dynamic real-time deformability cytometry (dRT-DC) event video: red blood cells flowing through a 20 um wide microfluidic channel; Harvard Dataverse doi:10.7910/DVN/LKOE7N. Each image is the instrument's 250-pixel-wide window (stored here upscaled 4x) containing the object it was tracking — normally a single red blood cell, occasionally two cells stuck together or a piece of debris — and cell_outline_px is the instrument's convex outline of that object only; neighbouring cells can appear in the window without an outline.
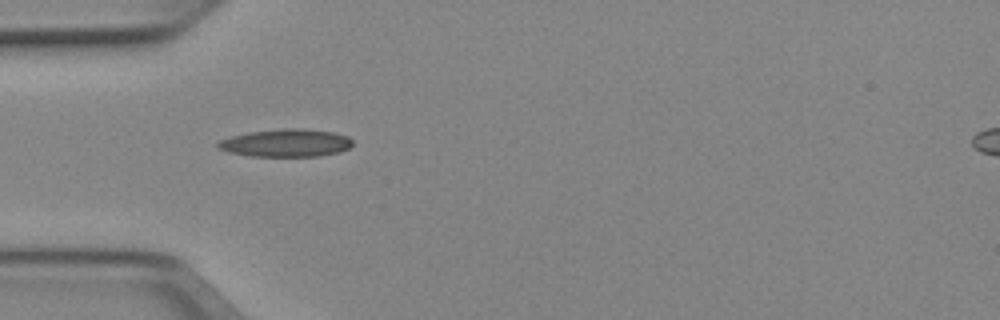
{"species": "Egyptian fruit bat (a non-hibernating species)", "species_latin": "Rousettus aegyptiacus", "temperature_condition": "cold", "stored_images_in_passage": 4, "camera_frame_rate_fps": 3000, "um_per_image_px": 0.085, "animal": {"sex": "female"}, "frame": {"image": 1, "passage_image": 3, "time_ms": 0.667, "image_size_px": [1000, 320], "cell_outline_px": [[352, 144], [348, 148], [340, 152], [320, 156], [252, 156], [228, 152], [220, 148], [216, 144], [220, 140], [232, 136], [248, 132], [284, 128], [304, 128], [332, 132], [348, 136], [352, 140]], "centroid_in_image_um": [24.33, 12.15], "position_along_channel_um": 60.7, "area_um2": 21.73}}
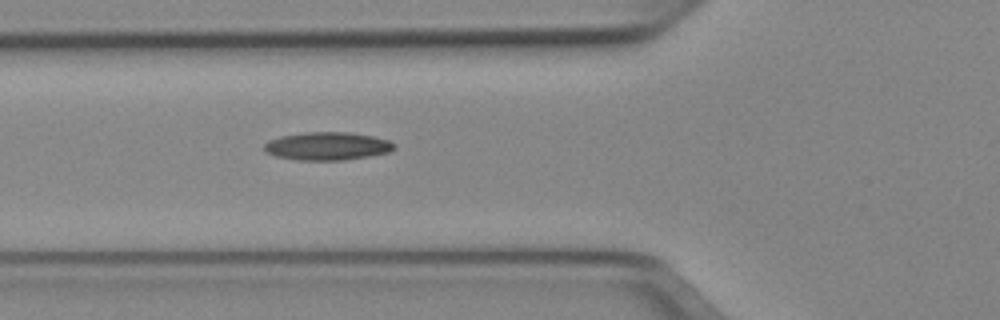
{"frame": {"image": 2, "passage_image": 4, "time_ms": 1.0, "image_size_px": [1000, 320], "cell_outline_px": [[396, 148], [388, 152], [368, 156], [344, 160], [296, 160], [276, 156], [264, 152], [264, 144], [268, 140], [280, 136], [304, 132], [348, 132], [372, 136], [388, 140], [396, 144]], "centroid_in_image_um": [27.79, 12.42], "position_along_channel_um": 98.0, "area_um2": 21.33}}